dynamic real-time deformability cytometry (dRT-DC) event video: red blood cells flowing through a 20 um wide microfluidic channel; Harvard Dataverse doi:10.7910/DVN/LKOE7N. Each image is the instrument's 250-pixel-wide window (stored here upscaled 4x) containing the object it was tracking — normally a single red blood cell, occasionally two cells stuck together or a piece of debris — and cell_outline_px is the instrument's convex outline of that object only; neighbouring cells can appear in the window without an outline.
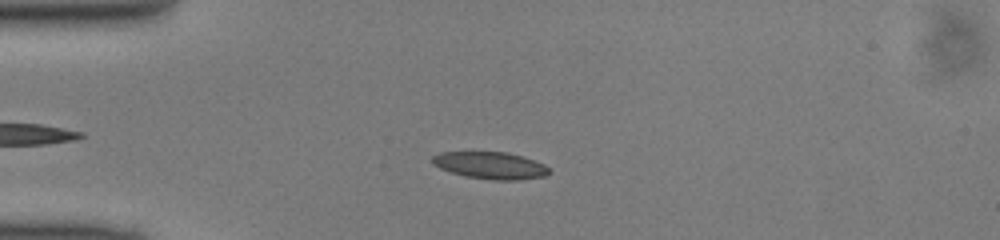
{"species": "common noctule bat (a hibernating species)", "species_latin": "Nyctalus noctula", "temperature_condition": "cold", "stored_images_in_passage": 45, "camera_frame_rate_fps": 3000, "um_per_image_px": 0.085, "animal": {"sex": "male", "body_mass_g": 13.0, "forearm_length_mm": 53.1}, "frame": {"image": 1, "passage_image": 12, "time_ms": 3.667, "image_size_px": [1000, 240], "cell_outline_px": [[548, 172], [544, 176], [516, 180], [496, 180], [468, 176], [452, 172], [440, 168], [432, 164], [432, 156], [440, 152], [508, 152], [524, 156], [544, 164], [548, 168]], "centroid_in_image_um": [41.68, 14.04], "position_along_channel_um": 43.3, "area_um2": 18.21}}
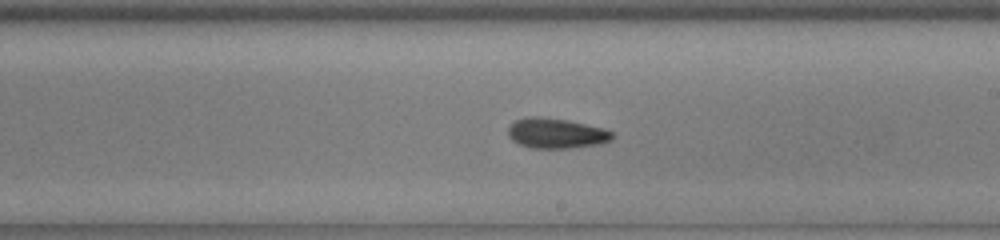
{"frame": {"image": 2, "passage_image": 28, "time_ms": 9.0, "image_size_px": [1000, 240], "cell_outline_px": [[612, 140], [600, 144], [568, 148], [528, 148], [512, 140], [508, 136], [508, 128], [516, 120], [532, 116], [540, 116], [568, 120], [604, 128], [612, 132]], "centroid_in_image_um": [47.27, 11.33], "position_along_channel_um": 241.7, "area_um2": 18.32}}
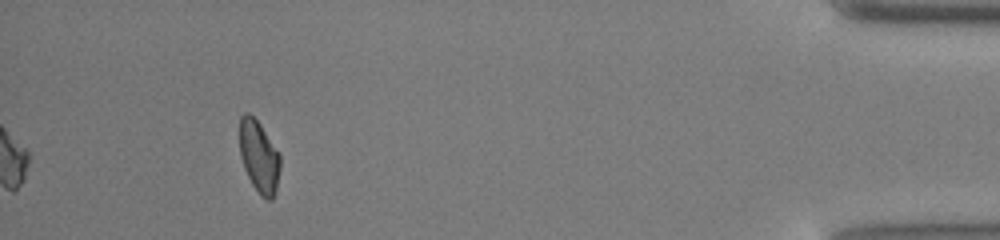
{"frame": {"image": 3, "passage_image": 45, "time_ms": 14.667, "image_size_px": [1000, 240], "cell_outline_px": [[280, 168], [276, 192], [272, 200], [268, 200], [260, 196], [252, 184], [244, 168], [240, 156], [240, 116], [244, 112], [248, 112], [260, 124], [280, 152]], "centroid_in_image_um": [22.03, 13.32], "position_along_channel_um": 413.2, "area_um2": 17.22}}